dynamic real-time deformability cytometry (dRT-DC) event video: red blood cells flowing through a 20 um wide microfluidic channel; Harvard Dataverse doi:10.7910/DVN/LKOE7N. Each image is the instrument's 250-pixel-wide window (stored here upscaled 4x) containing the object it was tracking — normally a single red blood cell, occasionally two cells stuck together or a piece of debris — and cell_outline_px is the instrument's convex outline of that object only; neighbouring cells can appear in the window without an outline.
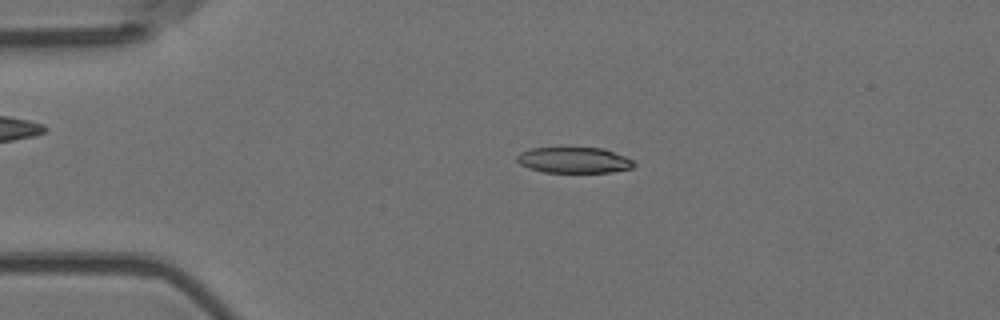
{"species": "Egyptian fruit bat (a non-hibernating species)", "species_latin": "Rousettus aegyptiacus", "temperature_condition": "room temperature", "stored_images_in_passage": 3, "camera_frame_rate_fps": 3000, "um_per_image_px": 0.085, "animal": {"sex": "female"}, "frame": {"image": 1, "passage_image": 2, "time_ms": 0.333, "image_size_px": [1000, 320], "cell_outline_px": [[636, 164], [632, 168], [612, 172], [544, 172], [528, 168], [520, 164], [516, 160], [516, 156], [520, 152], [532, 148], [560, 144], [604, 148], [624, 156], [632, 160]], "centroid_in_image_um": [48.74, 13.55], "position_along_channel_um": 36.3, "area_um2": 18.61}}